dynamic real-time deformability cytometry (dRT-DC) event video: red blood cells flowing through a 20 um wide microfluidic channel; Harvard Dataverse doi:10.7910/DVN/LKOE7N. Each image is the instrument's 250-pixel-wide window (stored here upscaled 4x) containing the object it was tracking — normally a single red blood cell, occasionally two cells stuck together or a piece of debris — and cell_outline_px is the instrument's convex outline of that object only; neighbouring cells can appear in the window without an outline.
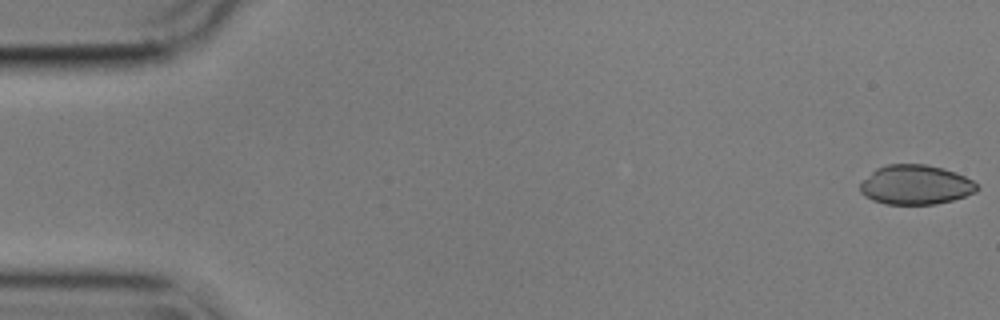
{"species": "common noctule bat (a hibernating species)", "species_latin": "Nyctalus noctula", "temperature_condition": "cold", "stored_images_in_passage": 54, "camera_frame_rate_fps": 3000, "um_per_image_px": 0.085, "animal": {"sex": "male", "body_mass_g": 17.9}, "frame": {"image": 1, "passage_image": 1, "time_ms": 0.0, "image_size_px": [1000, 320], "cell_outline_px": [[980, 188], [976, 192], [952, 200], [936, 204], [884, 204], [872, 200], [864, 196], [860, 192], [860, 184], [876, 168], [888, 164], [924, 164], [944, 168], [956, 172], [972, 180]], "centroid_in_image_um": [77.83, 15.71], "position_along_channel_um": 7.2, "area_um2": 26.93}}
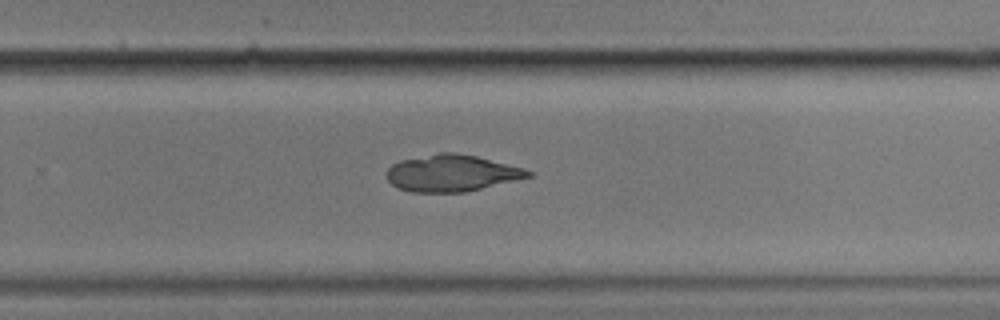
{"frame": {"image": 2, "passage_image": 36, "time_ms": 11.667, "image_size_px": [1000, 320], "cell_outline_px": [[532, 176], [464, 192], [412, 192], [400, 188], [392, 184], [388, 180], [388, 168], [392, 164], [400, 160], [440, 152], [452, 152], [476, 156], [524, 168], [532, 172]], "centroid_in_image_um": [38.39, 14.71], "position_along_channel_um": 291.4, "area_um2": 29.88}}
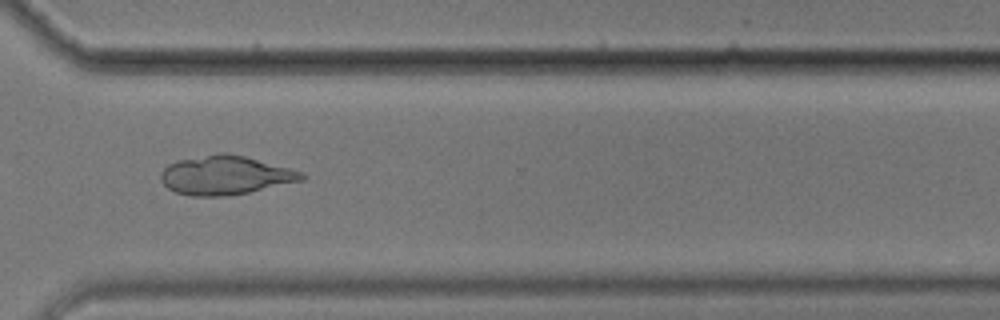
{"frame": {"image": 3, "passage_image": 41, "time_ms": 13.333, "image_size_px": [1000, 320], "cell_outline_px": [[308, 176], [304, 180], [248, 192], [228, 196], [192, 196], [176, 192], [168, 188], [160, 180], [160, 172], [168, 164], [176, 160], [220, 152], [224, 152], [244, 156], [304, 172]], "centroid_in_image_um": [19.14, 14.89], "position_along_channel_um": 351.5, "area_um2": 32.02}}